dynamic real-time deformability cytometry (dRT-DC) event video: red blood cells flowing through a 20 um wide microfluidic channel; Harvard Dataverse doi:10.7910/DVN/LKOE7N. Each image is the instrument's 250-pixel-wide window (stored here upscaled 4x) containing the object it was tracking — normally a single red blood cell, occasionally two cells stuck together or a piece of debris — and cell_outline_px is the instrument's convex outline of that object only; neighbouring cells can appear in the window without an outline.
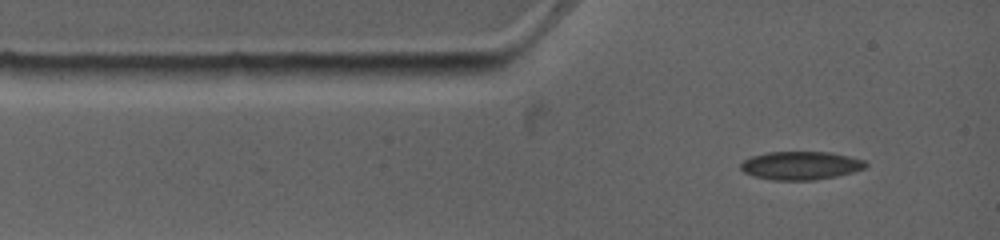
{"species": "common noctule bat (a hibernating species)", "species_latin": "Nyctalus noctula", "temperature_condition": "warm", "stored_images_in_passage": 6, "camera_frame_rate_fps": 4500, "um_per_image_px": 0.085, "animal": {"sex": "female", "body_mass_g": 19.0, "forearm_length_mm": 53.3}, "frame": {"image": 1, "passage_image": 1, "time_ms": 0.0, "image_size_px": [1000, 240], "cell_outline_px": [[868, 164], [864, 168], [852, 172], [836, 176], [816, 180], [772, 180], [756, 176], [744, 172], [740, 168], [740, 164], [744, 160], [752, 156], [768, 152], [832, 152], [864, 160]], "centroid_in_image_um": [68.06, 14.07], "position_along_channel_um": 16.9, "area_um2": 20.52}}
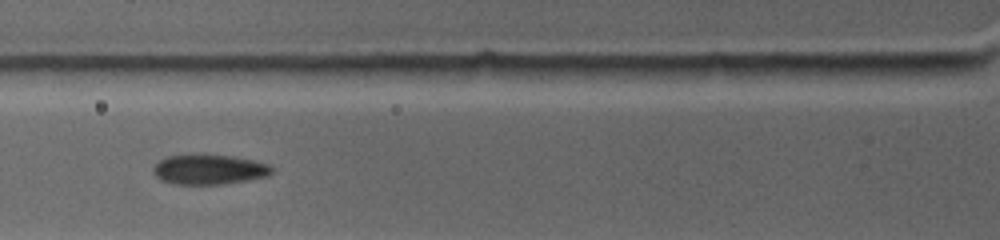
{"frame": {"image": 2, "passage_image": 4, "time_ms": 2.889, "image_size_px": [1000, 240], "cell_outline_px": [[272, 172], [268, 176], [248, 180], [220, 184], [172, 184], [160, 180], [156, 176], [152, 168], [160, 160], [168, 156], [232, 156], [252, 160], [268, 164], [272, 168]], "centroid_in_image_um": [17.77, 14.43], "position_along_channel_um": 108.0, "area_um2": 20.17}}
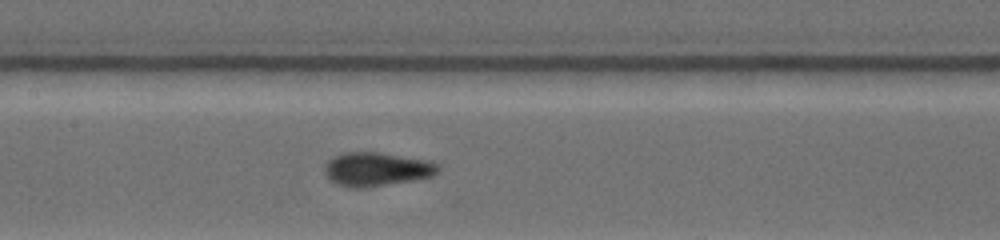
{"frame": {"image": 3, "passage_image": 6, "time_ms": 4.667, "image_size_px": [1000, 240], "cell_outline_px": [[440, 172], [432, 176], [412, 180], [368, 188], [352, 188], [336, 184], [328, 180], [324, 172], [324, 164], [332, 156], [344, 152], [380, 152], [428, 160], [436, 164], [440, 168]], "centroid_in_image_um": [31.96, 14.38], "position_along_channel_um": 175.4, "area_um2": 22.72}}